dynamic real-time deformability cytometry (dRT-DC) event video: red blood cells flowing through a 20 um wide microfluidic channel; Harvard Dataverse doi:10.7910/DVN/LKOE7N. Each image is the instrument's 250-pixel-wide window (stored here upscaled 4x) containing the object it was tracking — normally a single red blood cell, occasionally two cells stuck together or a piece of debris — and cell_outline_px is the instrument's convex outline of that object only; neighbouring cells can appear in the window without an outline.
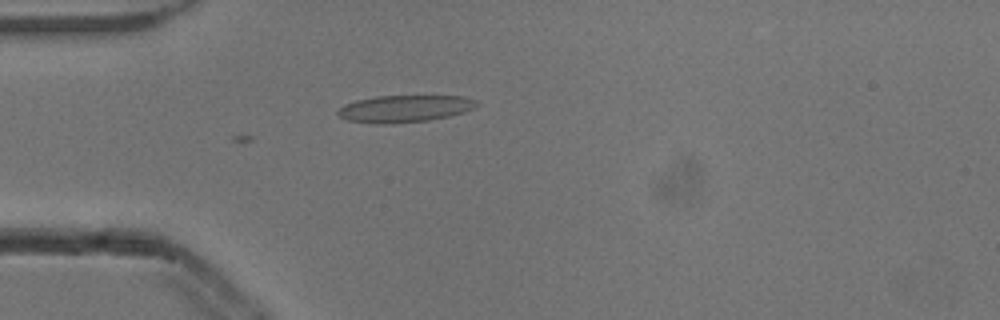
{"species": "common noctule bat (a hibernating species)", "species_latin": "Nyctalus noctula", "temperature_condition": "cold", "stored_images_in_passage": 2, "camera_frame_rate_fps": 3000, "um_per_image_px": 0.085, "animal": {"sex": "male", "body_mass_g": 13.3}, "frame": {"image": 1, "passage_image": 2, "time_ms": 0.333, "image_size_px": [1000, 320], "cell_outline_px": [[480, 104], [464, 112], [448, 116], [428, 120], [392, 124], [376, 124], [348, 120], [340, 116], [336, 112], [344, 104], [356, 100], [376, 96], [464, 96], [480, 100]], "centroid_in_image_um": [34.42, 9.23], "position_along_channel_um": 50.6, "area_um2": 21.96}}